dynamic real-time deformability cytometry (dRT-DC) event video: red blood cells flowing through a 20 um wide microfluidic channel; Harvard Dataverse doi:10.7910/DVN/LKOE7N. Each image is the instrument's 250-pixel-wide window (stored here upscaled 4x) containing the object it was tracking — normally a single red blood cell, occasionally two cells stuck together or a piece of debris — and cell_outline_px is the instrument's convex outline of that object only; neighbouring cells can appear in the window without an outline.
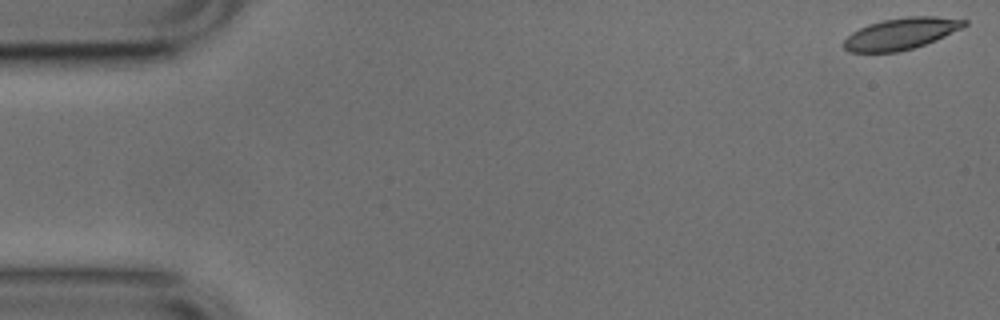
{"species": "common noctule bat (a hibernating species)", "species_latin": "Nyctalus noctula", "temperature_condition": "cold", "stored_images_in_passage": 2, "camera_frame_rate_fps": 3000, "um_per_image_px": 0.085, "animal": {"sex": "male", "body_mass_g": 17.9, "forearm_length_mm": 54.2}, "frame": {"image": 1, "passage_image": 1, "time_ms": 0.0, "image_size_px": [1000, 320], "cell_outline_px": [[968, 24], [964, 28], [936, 40], [900, 52], [848, 52], [844, 48], [844, 40], [852, 32], [868, 24], [884, 20], [908, 16], [936, 16], [968, 20]], "centroid_in_image_um": [76.62, 2.86], "position_along_channel_um": 8.4, "area_um2": 22.2}}